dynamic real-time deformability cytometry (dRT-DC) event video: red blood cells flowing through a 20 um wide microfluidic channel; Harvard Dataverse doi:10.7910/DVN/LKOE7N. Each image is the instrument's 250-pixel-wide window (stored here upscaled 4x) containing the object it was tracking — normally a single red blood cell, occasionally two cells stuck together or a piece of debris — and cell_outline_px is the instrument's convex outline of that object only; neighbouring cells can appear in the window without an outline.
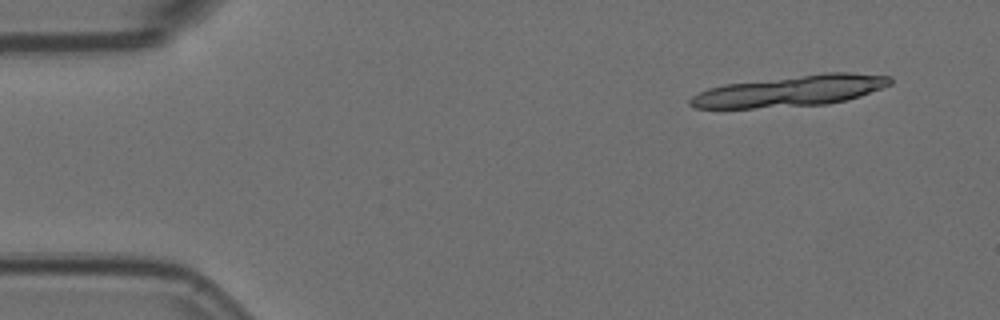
{"species": "Egyptian fruit bat (a non-hibernating species)", "species_latin": "Rousettus aegyptiacus", "temperature_condition": "room temperature", "stored_images_in_passage": 4, "camera_frame_rate_fps": 3000, "um_per_image_px": 0.085, "animal": {"sex": "female"}, "frame": {"image": 1, "passage_image": 1, "time_ms": 0.0, "image_size_px": [1000, 320], "cell_outline_px": [[892, 84], [860, 96], [848, 100], [828, 104], [752, 108], [696, 108], [688, 104], [688, 100], [692, 96], [708, 88], [724, 84], [824, 72], [848, 72], [892, 76]], "centroid_in_image_um": [67.21, 7.72], "position_along_channel_um": 17.8, "area_um2": 36.3}}